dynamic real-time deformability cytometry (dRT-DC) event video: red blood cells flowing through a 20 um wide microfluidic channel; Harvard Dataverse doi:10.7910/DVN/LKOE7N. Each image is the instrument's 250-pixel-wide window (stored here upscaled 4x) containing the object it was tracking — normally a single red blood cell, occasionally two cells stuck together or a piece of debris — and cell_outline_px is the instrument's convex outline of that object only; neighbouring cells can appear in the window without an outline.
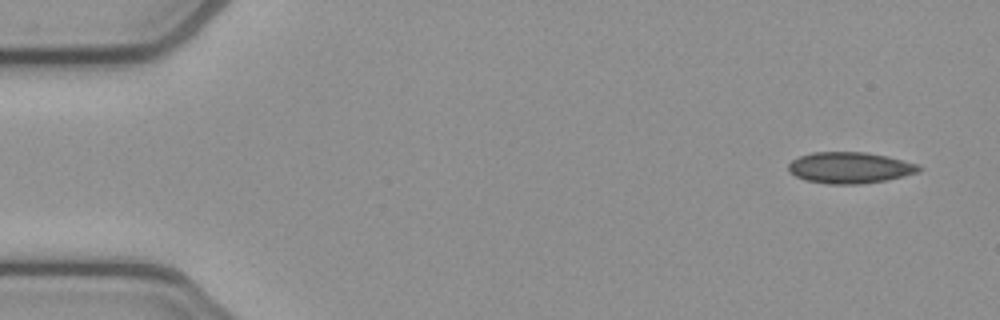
{"species": "common noctule bat (a hibernating species)", "species_latin": "Nyctalus noctula", "temperature_condition": "cold", "stored_images_in_passage": 3, "camera_frame_rate_fps": 3000, "um_per_image_px": 0.085, "animal": {"sex": "female", "body_mass_g": 21.9}, "frame": {"image": 1, "passage_image": 1, "time_ms": 0.0, "image_size_px": [1000, 320], "cell_outline_px": [[924, 168], [920, 172], [888, 180], [864, 184], [828, 184], [804, 180], [788, 172], [788, 164], [792, 160], [800, 156], [812, 152], [864, 152], [888, 156], [920, 164]], "centroid_in_image_um": [72.28, 14.26], "position_along_channel_um": 12.7, "area_um2": 24.16}}